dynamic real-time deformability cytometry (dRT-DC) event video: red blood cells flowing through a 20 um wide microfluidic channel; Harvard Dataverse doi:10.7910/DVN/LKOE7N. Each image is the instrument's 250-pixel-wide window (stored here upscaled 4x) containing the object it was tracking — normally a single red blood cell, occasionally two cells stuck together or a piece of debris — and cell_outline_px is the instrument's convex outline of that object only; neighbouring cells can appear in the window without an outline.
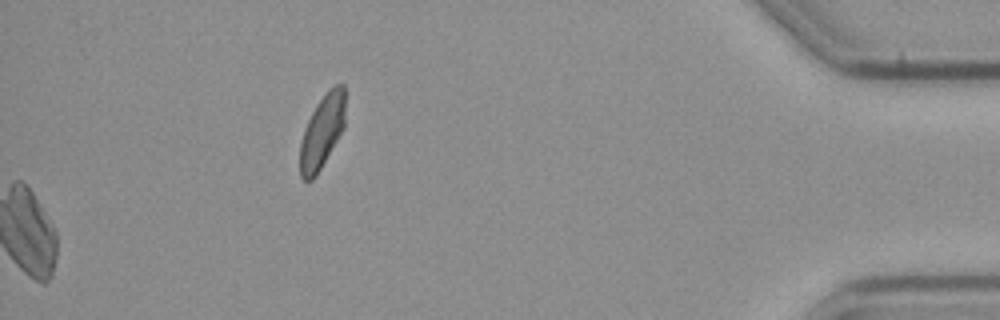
{"species": "common noctule bat (a hibernating species)", "species_latin": "Nyctalus noctula", "temperature_condition": "cold", "stored_images_in_passage": 58, "camera_frame_rate_fps": 3000, "um_per_image_px": 0.085, "animal": {"sex": "male", "body_mass_g": 23.1, "forearm_length_mm": 52.7}, "frame": {"image": 1, "passage_image": 58, "time_ms": 19.0, "image_size_px": [1000, 320], "cell_outline_px": [[344, 128], [316, 176], [312, 180], [304, 180], [300, 176], [300, 140], [304, 128], [316, 104], [328, 88], [336, 84], [344, 84]], "centroid_in_image_um": [27.36, 11.17], "position_along_channel_um": 407.8, "area_um2": 19.36}}